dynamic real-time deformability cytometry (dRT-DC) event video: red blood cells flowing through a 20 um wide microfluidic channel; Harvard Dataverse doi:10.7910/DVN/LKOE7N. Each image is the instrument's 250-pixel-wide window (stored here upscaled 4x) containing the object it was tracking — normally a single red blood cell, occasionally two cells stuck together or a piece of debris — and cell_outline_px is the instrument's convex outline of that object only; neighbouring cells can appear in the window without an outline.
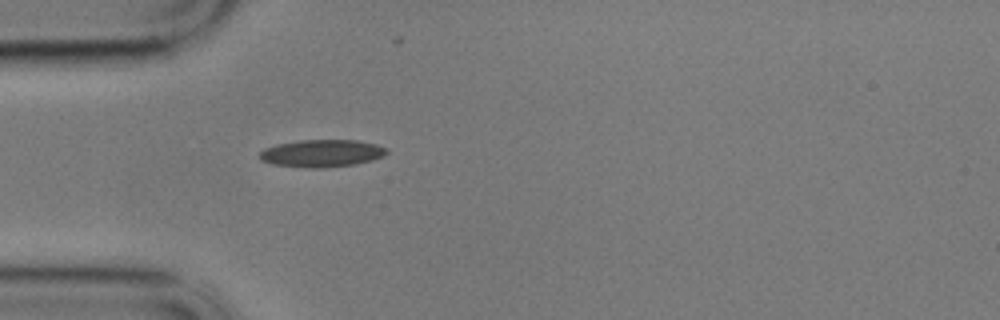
{"species": "common noctule bat (a hibernating species)", "species_latin": "Nyctalus noctula", "temperature_condition": "cold", "stored_images_in_passage": 42, "camera_frame_rate_fps": 3000, "um_per_image_px": 0.085, "animal": {"sex": "male", "body_mass_g": 17.9}, "frame": {"image": 1, "passage_image": 1, "time_ms": 0.0, "image_size_px": [1000, 320], "cell_outline_px": [[388, 152], [384, 156], [372, 160], [356, 164], [324, 168], [312, 168], [272, 164], [260, 160], [260, 152], [264, 148], [276, 144], [300, 140], [356, 140], [376, 144], [388, 148]], "centroid_in_image_um": [27.37, 13.03], "position_along_channel_um": 57.6, "area_um2": 20.4}}
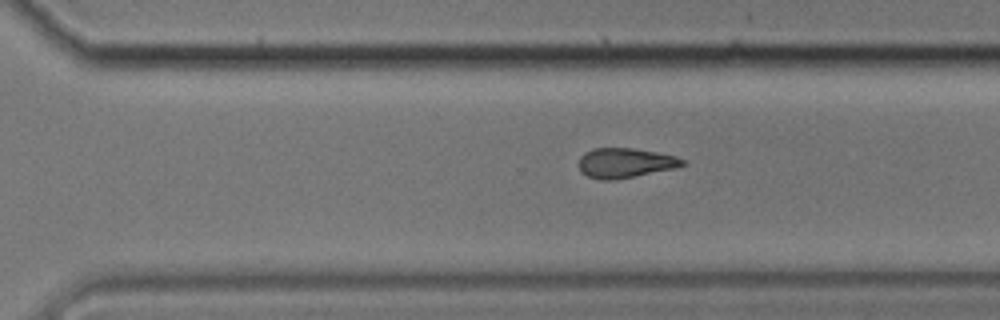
{"frame": {"image": 2, "passage_image": 24, "time_ms": 7.667, "image_size_px": [1000, 320], "cell_outline_px": [[684, 164], [672, 168], [616, 180], [600, 180], [588, 176], [580, 172], [580, 156], [584, 152], [592, 148], [632, 148], [656, 152], [676, 156], [684, 160]], "centroid_in_image_um": [53.08, 13.84], "position_along_channel_um": 317.5, "area_um2": 17.8}}
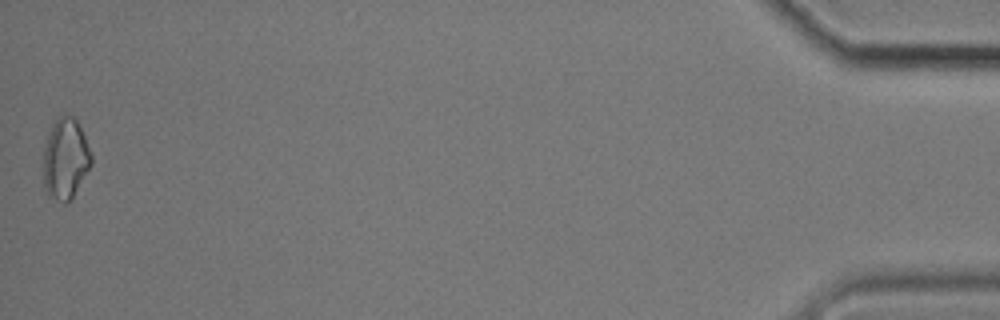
{"frame": {"image": 3, "passage_image": 42, "time_ms": 13.667, "image_size_px": [1000, 320], "cell_outline_px": [[92, 164], [72, 196], [64, 204], [48, 196], [44, 184], [44, 148], [52, 124], [60, 116], [72, 116], [76, 120], [84, 136], [92, 156]], "centroid_in_image_um": [5.56, 13.51], "position_along_channel_um": 429.6, "area_um2": 22.08}}